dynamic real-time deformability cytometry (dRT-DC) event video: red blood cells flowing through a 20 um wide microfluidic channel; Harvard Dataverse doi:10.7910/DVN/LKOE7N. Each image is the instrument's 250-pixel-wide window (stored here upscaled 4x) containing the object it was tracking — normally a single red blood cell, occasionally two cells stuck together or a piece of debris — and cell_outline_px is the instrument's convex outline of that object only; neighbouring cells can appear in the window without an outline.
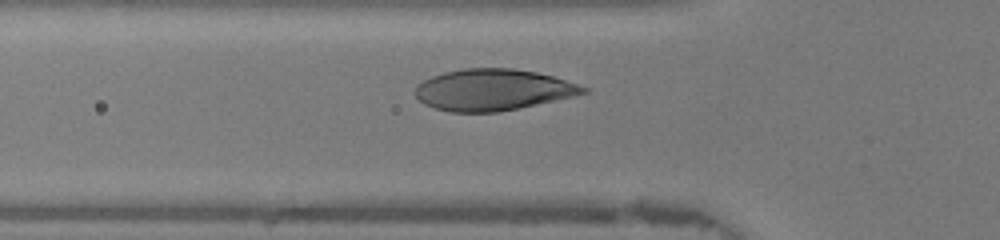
{"species": "human", "species_latin": "Homo sapiens", "temperature_condition": "warm", "stored_images_in_passage": 33, "camera_frame_rate_fps": 3000, "um_per_image_px": 0.085, "donor": {"sex": "female"}, "frame": {"image": 1, "passage_image": 11, "time_ms": 3.333, "image_size_px": [1000, 240], "cell_outline_px": [[592, 92], [520, 108], [500, 112], [452, 112], [436, 108], [424, 104], [416, 96], [416, 84], [432, 76], [444, 72], [464, 68], [512, 68], [536, 72], [552, 76], [588, 88]], "centroid_in_image_um": [41.91, 7.63], "position_along_channel_um": 83.9, "area_um2": 40.46}}
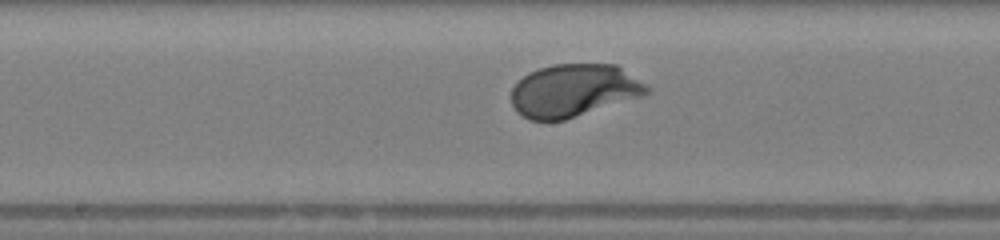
{"frame": {"image": 2, "passage_image": 19, "time_ms": 6.0, "image_size_px": [1000, 240], "cell_outline_px": [[652, 88], [648, 92], [640, 96], [564, 120], [528, 120], [516, 112], [512, 104], [512, 88], [528, 72], [552, 64], [616, 64]], "centroid_in_image_um": [48.74, 7.68], "position_along_channel_um": 199.5, "area_um2": 41.33}}
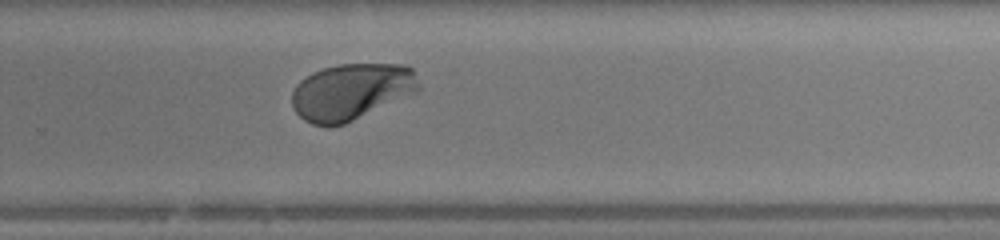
{"frame": {"image": 3, "passage_image": 26, "time_ms": 8.333, "image_size_px": [1000, 240], "cell_outline_px": [[420, 92], [344, 124], [312, 124], [304, 120], [296, 112], [292, 104], [292, 92], [296, 84], [300, 80], [312, 72], [324, 68], [340, 64], [400, 64], [412, 68], [420, 84]], "centroid_in_image_um": [29.9, 7.78], "position_along_channel_um": 299.9, "area_um2": 41.79}, "authors_computed_cell_mechanics": {"area_um2": 41.327, "velocity_mm_per_s": 4.3218, "shape_relaxation_time_tau1_ms": 1.7861, "shape_relaxation_time_tau2_ms": null, "deformation_change_tau1": 0.1752, "deformation_change_tau2": null}}